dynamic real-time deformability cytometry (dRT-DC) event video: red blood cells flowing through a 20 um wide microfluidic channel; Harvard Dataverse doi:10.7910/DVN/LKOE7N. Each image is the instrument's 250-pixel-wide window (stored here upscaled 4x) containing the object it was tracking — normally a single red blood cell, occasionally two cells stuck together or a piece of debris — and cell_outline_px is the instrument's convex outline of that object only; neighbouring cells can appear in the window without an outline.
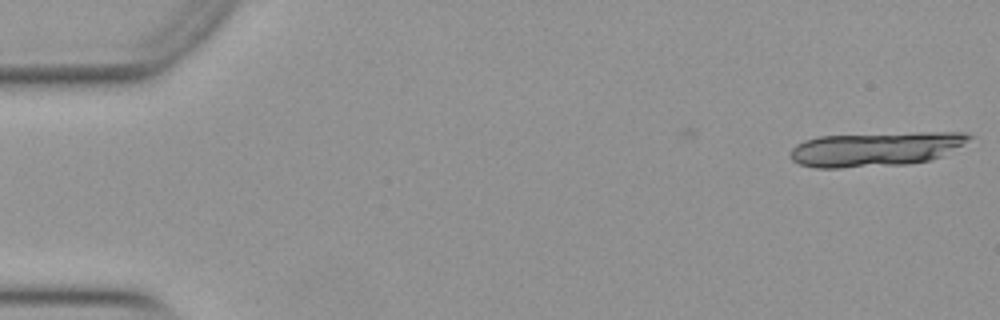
{"species": "Egyptian fruit bat (a non-hibernating species)", "species_latin": "Rousettus aegyptiacus", "temperature_condition": "warm", "stored_images_in_passage": 5, "camera_frame_rate_fps": 3000, "um_per_image_px": 0.085, "animal": {"sex": "female"}, "frame": {"image": 1, "passage_image": 5, "time_ms": 1.333, "image_size_px": [1000, 320], "cell_outline_px": [[976, 136], [940, 156], [928, 160], [908, 164], [840, 168], [816, 168], [800, 164], [792, 160], [792, 148], [796, 144], [804, 140], [820, 136], [912, 132], [964, 132]], "centroid_in_image_um": [74.42, 12.66], "position_along_channel_um": 10.6, "area_um2": 35.66}}